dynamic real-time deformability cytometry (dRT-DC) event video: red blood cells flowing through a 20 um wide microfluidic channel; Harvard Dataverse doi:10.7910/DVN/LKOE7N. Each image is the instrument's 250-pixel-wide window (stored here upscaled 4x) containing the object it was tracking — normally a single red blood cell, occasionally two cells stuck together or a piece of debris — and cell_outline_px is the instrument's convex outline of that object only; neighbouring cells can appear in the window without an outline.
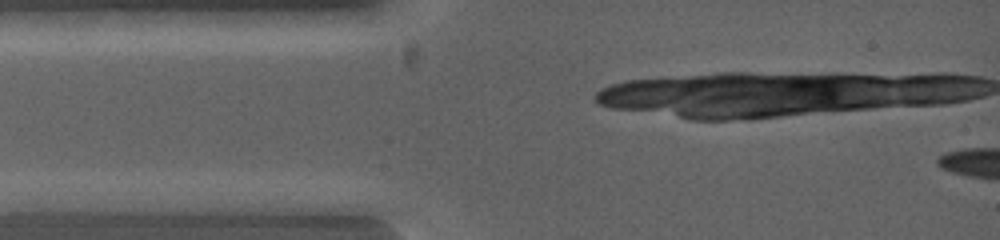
{"species": "common noctule bat (a hibernating species)", "species_latin": "Nyctalus noctula", "temperature_condition": "warm", "stored_images_in_passage": 3, "camera_frame_rate_fps": 5000, "um_per_image_px": 0.085, "animal": {"sex": "female", "body_mass_g": 19.0, "forearm_length_mm": 53.3}, "frame": {"image": 1, "passage_image": 1, "time_ms": 0.0, "image_size_px": [1000, 240], "cell_outline_px": [[308, 216], [300, 220], [236, 208], [228, 200], [272, 192], [308, 200]], "centroid_in_image_um": [23.3, 17.44], "position_along_channel_um": 61.7, "area_um2": 10.06}}